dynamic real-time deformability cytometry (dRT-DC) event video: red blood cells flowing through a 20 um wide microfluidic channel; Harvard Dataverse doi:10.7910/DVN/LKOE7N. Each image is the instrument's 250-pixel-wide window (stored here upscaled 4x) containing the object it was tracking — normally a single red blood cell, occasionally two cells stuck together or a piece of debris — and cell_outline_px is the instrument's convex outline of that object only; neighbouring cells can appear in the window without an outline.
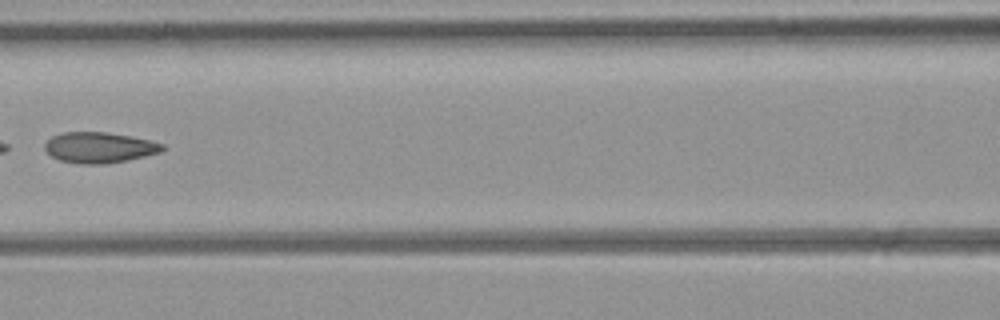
{"species": "common noctule bat (a hibernating species)", "species_latin": "Nyctalus noctula", "temperature_condition": "room temperature", "stored_images_in_passage": 8, "segment_of_instrument_passage": [1, 2], "camera_frame_rate_fps": 3000, "um_per_image_px": 0.085, "animal": {"sex": "female", "body_mass_g": 21.9}, "frame": {"image": 1, "passage_image": 7, "time_ms": 7.667, "image_size_px": [1000, 320], "cell_outline_px": [[164, 148], [160, 152], [128, 160], [104, 164], [80, 164], [60, 160], [52, 156], [44, 148], [44, 144], [52, 136], [64, 132], [104, 132], [132, 136], [164, 144]], "centroid_in_image_um": [8.43, 12.54], "position_along_channel_um": 158.2, "area_um2": 20.92}}